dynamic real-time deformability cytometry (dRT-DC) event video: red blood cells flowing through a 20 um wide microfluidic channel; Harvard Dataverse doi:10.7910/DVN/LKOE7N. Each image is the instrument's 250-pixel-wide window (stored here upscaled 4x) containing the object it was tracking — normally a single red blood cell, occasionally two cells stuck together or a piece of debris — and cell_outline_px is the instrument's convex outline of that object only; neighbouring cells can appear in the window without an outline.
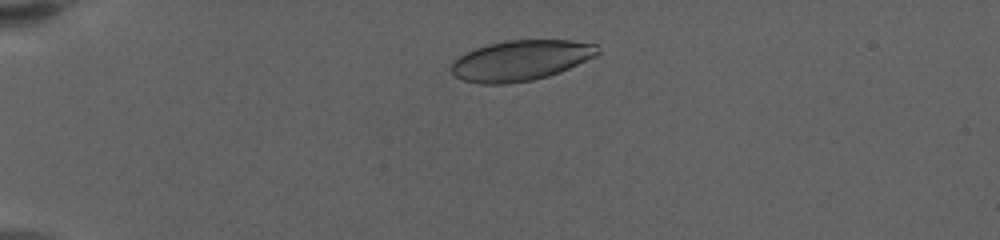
{"species": "human", "species_latin": "Homo sapiens", "temperature_condition": "warm", "stored_images_in_passage": 51, "camera_frame_rate_fps": 3000, "um_per_image_px": 0.085, "donor": {"sex": "female"}, "frame": {"image": 1, "passage_image": 9, "time_ms": 2.667, "image_size_px": [1000, 240], "cell_outline_px": [[600, 52], [596, 56], [560, 72], [548, 76], [532, 80], [504, 84], [480, 84], [464, 80], [456, 76], [448, 68], [460, 56], [476, 48], [488, 44], [508, 40], [572, 40], [596, 44]], "centroid_in_image_um": [44.28, 5.13], "position_along_channel_um": 40.7, "area_um2": 34.33}}
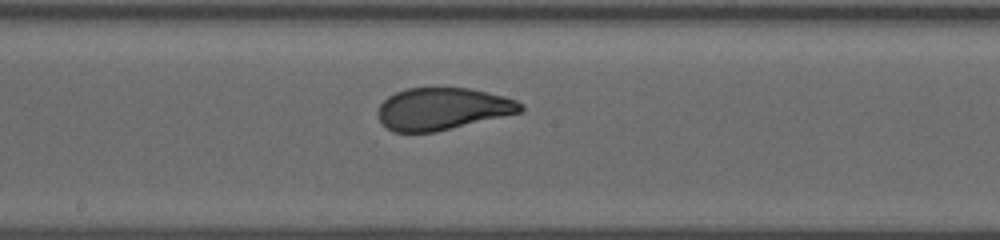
{"frame": {"image": 2, "passage_image": 29, "time_ms": 9.333, "image_size_px": [1000, 240], "cell_outline_px": [[524, 108], [520, 112], [432, 132], [392, 132], [380, 120], [376, 112], [380, 104], [388, 96], [396, 92], [408, 88], [468, 88], [504, 96], [516, 100], [524, 104]], "centroid_in_image_um": [37.58, 9.24], "position_along_channel_um": 210.6, "area_um2": 34.56}}
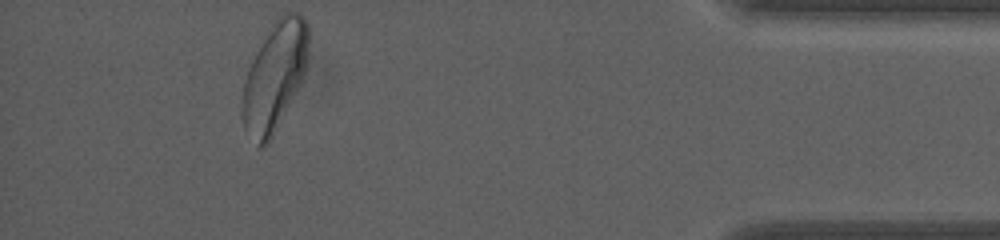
{"frame": {"image": 3, "passage_image": 51, "time_ms": 16.667, "image_size_px": [1000, 240], "cell_outline_px": [[308, 44], [304, 76], [300, 84], [272, 136], [260, 148], [256, 148], [244, 128], [240, 112], [240, 104], [244, 80], [256, 44], [276, 16], [284, 12], [300, 12], [304, 16], [308, 24]], "centroid_in_image_um": [23.28, 6.42], "position_along_channel_um": 411.9, "area_um2": 42.77}, "authors_computed_cell_mechanics": {"area_um2": 35.7204, "velocity_mm_per_s": 3.3649, "shape_relaxation_time_tau1_ms": 3.9236, "shape_relaxation_time_tau2_ms": null, "deformation_change_tau1": 0.1583, "deformation_change_tau2": null}}